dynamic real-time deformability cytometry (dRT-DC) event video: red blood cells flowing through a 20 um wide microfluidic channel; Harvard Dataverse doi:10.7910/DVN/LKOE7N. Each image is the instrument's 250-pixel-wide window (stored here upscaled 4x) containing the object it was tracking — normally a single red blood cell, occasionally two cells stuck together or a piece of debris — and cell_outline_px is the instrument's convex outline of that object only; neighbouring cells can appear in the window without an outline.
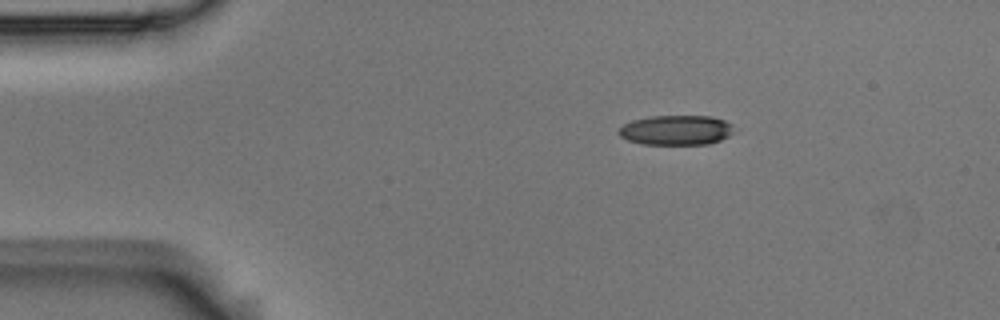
{"species": "Egyptian fruit bat (a non-hibernating species)", "species_latin": "Rousettus aegyptiacus", "temperature_condition": "room temperature", "stored_images_in_passage": 2, "camera_frame_rate_fps": 3000, "um_per_image_px": 0.085, "animal": {"sex": "male"}, "frame": {"image": 1, "passage_image": 1, "time_ms": 0.0, "image_size_px": [1000, 320], "cell_outline_px": [[732, 132], [728, 136], [720, 140], [708, 144], [644, 144], [628, 140], [620, 136], [616, 132], [624, 124], [632, 120], [648, 116], [712, 116], [724, 120], [732, 124]], "centroid_in_image_um": [57.45, 11.05], "position_along_channel_um": 27.6, "area_um2": 20.0}}